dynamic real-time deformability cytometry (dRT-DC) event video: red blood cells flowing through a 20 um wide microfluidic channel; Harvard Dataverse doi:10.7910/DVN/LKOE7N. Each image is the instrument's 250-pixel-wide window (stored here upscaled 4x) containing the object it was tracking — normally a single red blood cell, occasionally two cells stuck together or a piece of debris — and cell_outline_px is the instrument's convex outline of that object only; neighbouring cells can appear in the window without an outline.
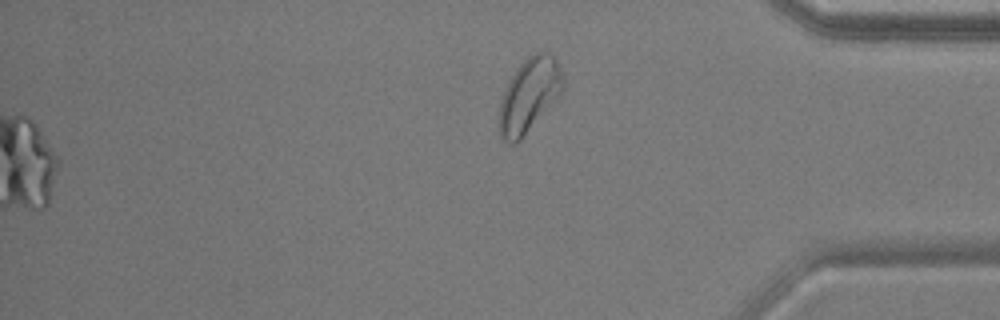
{"species": "common noctule bat (a hibernating species)", "species_latin": "Nyctalus noctula", "temperature_condition": "warm", "stored_images_in_passage": 51, "camera_frame_rate_fps": 3000, "um_per_image_px": 0.085, "animal": {"sex": "male", "body_mass_g": 17.9, "forearm_length_mm": 54.2}, "frame": {"image": 1, "passage_image": 51, "time_ms": 16.667, "image_size_px": [1000, 320], "cell_outline_px": [[564, 88], [560, 96], [520, 140], [516, 144], [508, 144], [500, 136], [500, 104], [504, 92], [516, 68], [528, 56], [544, 48], [556, 60], [564, 84]], "centroid_in_image_um": [45.0, 8.08], "position_along_channel_um": 390.2, "area_um2": 27.28}}